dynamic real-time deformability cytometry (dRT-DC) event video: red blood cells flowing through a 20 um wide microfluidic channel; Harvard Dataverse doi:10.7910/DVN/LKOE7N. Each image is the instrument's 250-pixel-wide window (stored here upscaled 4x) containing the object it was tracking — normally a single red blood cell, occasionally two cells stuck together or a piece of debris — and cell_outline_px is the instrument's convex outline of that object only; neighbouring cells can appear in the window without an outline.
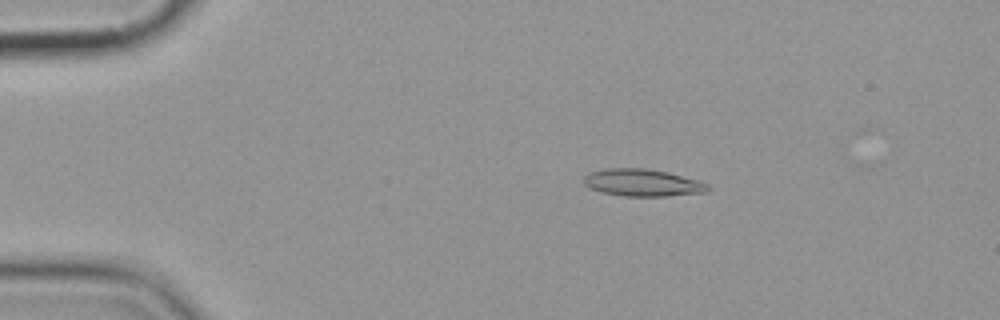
{"species": "common noctule bat (a hibernating species)", "species_latin": "Nyctalus noctula", "temperature_condition": "cold", "stored_images_in_passage": 7, "camera_frame_rate_fps": 3000, "um_per_image_px": 0.085, "animal": {"sex": "female", "body_mass_g": 19.9}, "frame": {"image": 1, "passage_image": 4, "time_ms": 3.333, "image_size_px": [1000, 320], "cell_outline_px": [[708, 192], [668, 196], [624, 196], [604, 192], [588, 188], [584, 184], [584, 176], [588, 172], [604, 168], [644, 168], [668, 172], [696, 180], [708, 184]], "centroid_in_image_um": [54.57, 15.52], "position_along_channel_um": 30.4, "area_um2": 19.65}}
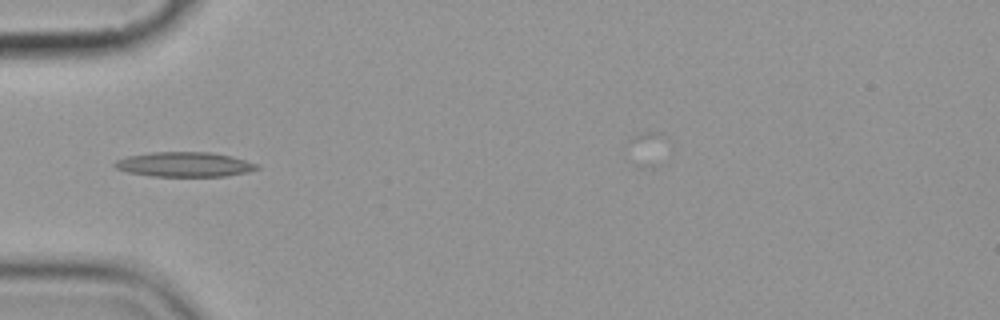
{"frame": {"image": 2, "passage_image": 6, "time_ms": 6.0, "image_size_px": [1000, 320], "cell_outline_px": [[260, 168], [248, 172], [224, 176], [152, 176], [128, 172], [116, 168], [112, 164], [116, 160], [128, 156], [152, 152], [208, 152], [232, 156], [260, 164]], "centroid_in_image_um": [15.71, 13.97], "position_along_channel_um": 69.3, "area_um2": 20.52}}
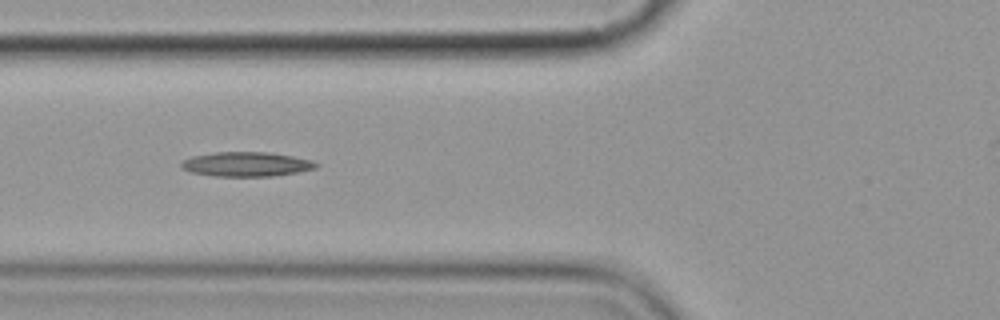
{"frame": {"image": 3, "passage_image": 7, "time_ms": 7.0, "image_size_px": [1000, 320], "cell_outline_px": [[320, 164], [316, 168], [300, 172], [272, 176], [216, 176], [192, 172], [184, 168], [180, 164], [184, 160], [192, 156], [216, 152], [268, 152], [292, 156], [312, 160]], "centroid_in_image_um": [21.0, 13.95], "position_along_channel_um": 104.8, "area_um2": 19.13}}